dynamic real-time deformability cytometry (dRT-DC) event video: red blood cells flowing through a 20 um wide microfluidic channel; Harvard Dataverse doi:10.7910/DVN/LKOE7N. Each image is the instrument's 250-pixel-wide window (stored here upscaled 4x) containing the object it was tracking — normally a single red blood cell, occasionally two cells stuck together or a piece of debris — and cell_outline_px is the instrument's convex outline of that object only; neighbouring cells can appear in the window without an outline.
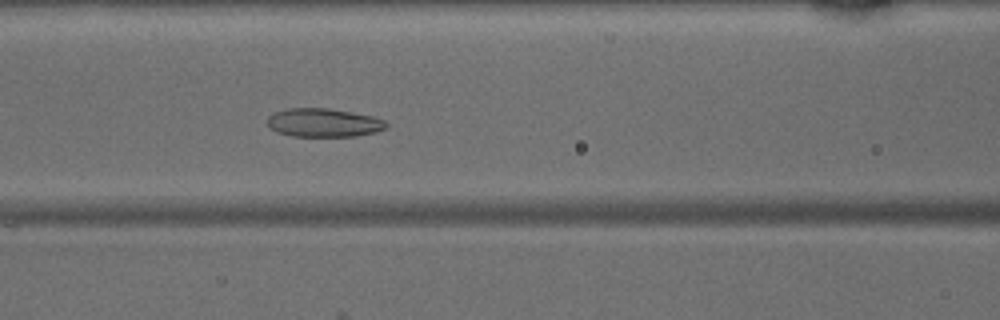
{"species": "common noctule bat (a hibernating species)", "species_latin": "Nyctalus noctula", "temperature_condition": "warm", "stored_images_in_passage": 42, "camera_frame_rate_fps": 3000, "um_per_image_px": 0.085, "animal": {"sex": "male", "body_mass_g": 15.6}, "frame": {"image": 1, "passage_image": 15, "time_ms": 4.667, "image_size_px": [1000, 320], "cell_outline_px": [[388, 128], [376, 132], [356, 136], [292, 136], [276, 132], [268, 124], [268, 116], [272, 112], [288, 108], [328, 108], [352, 112], [372, 116], [384, 120], [388, 124]], "centroid_in_image_um": [27.52, 10.42], "position_along_channel_um": 139.1, "area_um2": 19.88}}
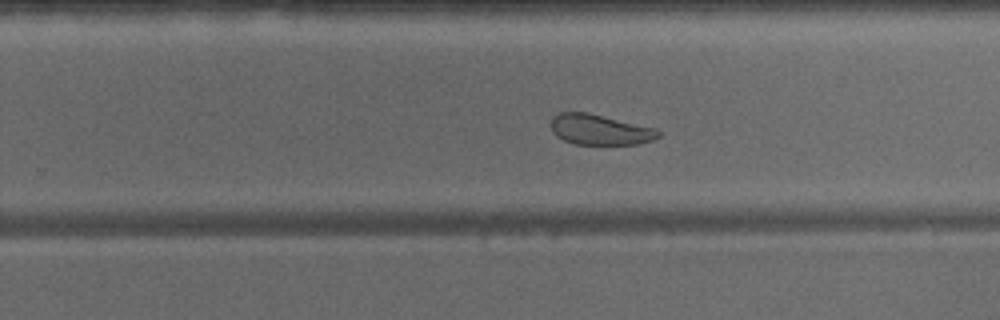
{"frame": {"image": 2, "passage_image": 25, "time_ms": 8.0, "image_size_px": [1000, 320], "cell_outline_px": [[660, 136], [652, 140], [640, 144], [576, 144], [564, 140], [556, 136], [552, 132], [552, 120], [560, 112], [588, 112], [652, 128], [660, 132]], "centroid_in_image_um": [50.97, 11.03], "position_along_channel_um": 278.8, "area_um2": 18.67}}
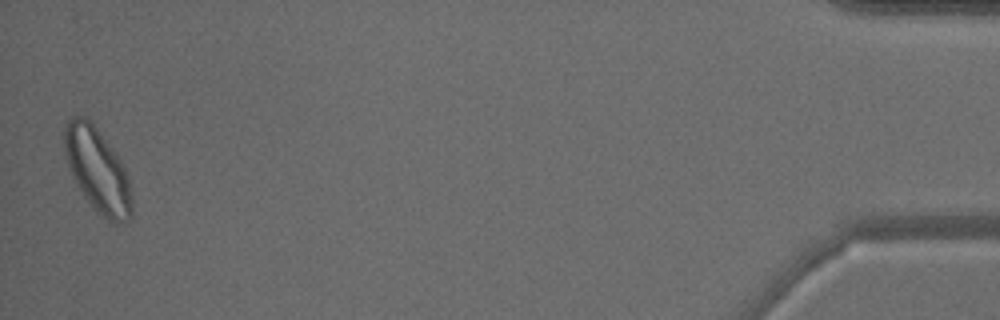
{"frame": {"image": 3, "passage_image": 42, "time_ms": 13.667, "image_size_px": [1000, 320], "cell_outline_px": [[132, 216], [124, 224], [112, 224], [104, 220], [96, 212], [72, 176], [64, 152], [64, 124], [72, 116], [84, 116], [92, 120], [112, 148], [120, 160], [124, 168], [128, 180], [132, 196]], "centroid_in_image_um": [8.29, 14.48], "position_along_channel_um": 426.9, "area_um2": 33.29}}